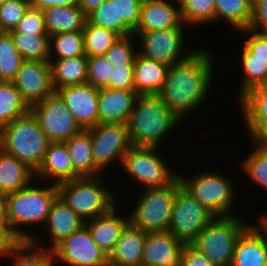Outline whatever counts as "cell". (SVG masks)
I'll return each mask as SVG.
<instances>
[{
	"instance_id": "1",
	"label": "cell",
	"mask_w": 267,
	"mask_h": 266,
	"mask_svg": "<svg viewBox=\"0 0 267 266\" xmlns=\"http://www.w3.org/2000/svg\"><path fill=\"white\" fill-rule=\"evenodd\" d=\"M212 61L209 51L196 49L184 61L169 66L158 96L180 120L201 106L207 97L213 77Z\"/></svg>"
},
{
	"instance_id": "2",
	"label": "cell",
	"mask_w": 267,
	"mask_h": 266,
	"mask_svg": "<svg viewBox=\"0 0 267 266\" xmlns=\"http://www.w3.org/2000/svg\"><path fill=\"white\" fill-rule=\"evenodd\" d=\"M180 122L158 95H138L127 122L132 146L158 147Z\"/></svg>"
},
{
	"instance_id": "3",
	"label": "cell",
	"mask_w": 267,
	"mask_h": 266,
	"mask_svg": "<svg viewBox=\"0 0 267 266\" xmlns=\"http://www.w3.org/2000/svg\"><path fill=\"white\" fill-rule=\"evenodd\" d=\"M57 196L58 187L55 183L44 188L29 184L22 190L6 195V220L11 232L20 241H30L34 236L18 227L25 224H45Z\"/></svg>"
},
{
	"instance_id": "4",
	"label": "cell",
	"mask_w": 267,
	"mask_h": 266,
	"mask_svg": "<svg viewBox=\"0 0 267 266\" xmlns=\"http://www.w3.org/2000/svg\"><path fill=\"white\" fill-rule=\"evenodd\" d=\"M49 144V139L31 111L0 129V148L35 172L41 166Z\"/></svg>"
},
{
	"instance_id": "5",
	"label": "cell",
	"mask_w": 267,
	"mask_h": 266,
	"mask_svg": "<svg viewBox=\"0 0 267 266\" xmlns=\"http://www.w3.org/2000/svg\"><path fill=\"white\" fill-rule=\"evenodd\" d=\"M235 216H215L191 243L215 266H231L237 239L249 226Z\"/></svg>"
},
{
	"instance_id": "6",
	"label": "cell",
	"mask_w": 267,
	"mask_h": 266,
	"mask_svg": "<svg viewBox=\"0 0 267 266\" xmlns=\"http://www.w3.org/2000/svg\"><path fill=\"white\" fill-rule=\"evenodd\" d=\"M100 177H80L57 184L58 196L84 221L107 213L114 204L113 193L101 187Z\"/></svg>"
},
{
	"instance_id": "7",
	"label": "cell",
	"mask_w": 267,
	"mask_h": 266,
	"mask_svg": "<svg viewBox=\"0 0 267 266\" xmlns=\"http://www.w3.org/2000/svg\"><path fill=\"white\" fill-rule=\"evenodd\" d=\"M178 178L182 187L214 216L234 215L230 210L235 193L228 177L206 171L190 179L180 175Z\"/></svg>"
},
{
	"instance_id": "8",
	"label": "cell",
	"mask_w": 267,
	"mask_h": 266,
	"mask_svg": "<svg viewBox=\"0 0 267 266\" xmlns=\"http://www.w3.org/2000/svg\"><path fill=\"white\" fill-rule=\"evenodd\" d=\"M144 192L129 222L146 233L169 231L177 179L166 187L148 188Z\"/></svg>"
},
{
	"instance_id": "9",
	"label": "cell",
	"mask_w": 267,
	"mask_h": 266,
	"mask_svg": "<svg viewBox=\"0 0 267 266\" xmlns=\"http://www.w3.org/2000/svg\"><path fill=\"white\" fill-rule=\"evenodd\" d=\"M158 147L132 146L123 156L122 168L145 189L162 188L172 184L178 173L168 168L157 154Z\"/></svg>"
},
{
	"instance_id": "10",
	"label": "cell",
	"mask_w": 267,
	"mask_h": 266,
	"mask_svg": "<svg viewBox=\"0 0 267 266\" xmlns=\"http://www.w3.org/2000/svg\"><path fill=\"white\" fill-rule=\"evenodd\" d=\"M215 216L195 200L177 178L169 231L179 240L191 244Z\"/></svg>"
},
{
	"instance_id": "11",
	"label": "cell",
	"mask_w": 267,
	"mask_h": 266,
	"mask_svg": "<svg viewBox=\"0 0 267 266\" xmlns=\"http://www.w3.org/2000/svg\"><path fill=\"white\" fill-rule=\"evenodd\" d=\"M50 142H65L82 128L55 92L30 107Z\"/></svg>"
},
{
	"instance_id": "12",
	"label": "cell",
	"mask_w": 267,
	"mask_h": 266,
	"mask_svg": "<svg viewBox=\"0 0 267 266\" xmlns=\"http://www.w3.org/2000/svg\"><path fill=\"white\" fill-rule=\"evenodd\" d=\"M91 135L95 166L101 171L123 156L132 147L127 124L98 123L87 129ZM111 163V164H110Z\"/></svg>"
},
{
	"instance_id": "13",
	"label": "cell",
	"mask_w": 267,
	"mask_h": 266,
	"mask_svg": "<svg viewBox=\"0 0 267 266\" xmlns=\"http://www.w3.org/2000/svg\"><path fill=\"white\" fill-rule=\"evenodd\" d=\"M56 259L70 266H109L108 255L94 242L89 229L83 225L52 250Z\"/></svg>"
},
{
	"instance_id": "14",
	"label": "cell",
	"mask_w": 267,
	"mask_h": 266,
	"mask_svg": "<svg viewBox=\"0 0 267 266\" xmlns=\"http://www.w3.org/2000/svg\"><path fill=\"white\" fill-rule=\"evenodd\" d=\"M183 29L167 28L147 32H133L134 36L140 38L139 42L142 44L141 51L138 53L145 58L164 63L168 66L184 61L195 50L182 53L184 51Z\"/></svg>"
},
{
	"instance_id": "15",
	"label": "cell",
	"mask_w": 267,
	"mask_h": 266,
	"mask_svg": "<svg viewBox=\"0 0 267 266\" xmlns=\"http://www.w3.org/2000/svg\"><path fill=\"white\" fill-rule=\"evenodd\" d=\"M13 84L29 107L55 93L50 62L24 60Z\"/></svg>"
},
{
	"instance_id": "16",
	"label": "cell",
	"mask_w": 267,
	"mask_h": 266,
	"mask_svg": "<svg viewBox=\"0 0 267 266\" xmlns=\"http://www.w3.org/2000/svg\"><path fill=\"white\" fill-rule=\"evenodd\" d=\"M82 129L99 123V89L88 83L65 86L55 91Z\"/></svg>"
},
{
	"instance_id": "17",
	"label": "cell",
	"mask_w": 267,
	"mask_h": 266,
	"mask_svg": "<svg viewBox=\"0 0 267 266\" xmlns=\"http://www.w3.org/2000/svg\"><path fill=\"white\" fill-rule=\"evenodd\" d=\"M238 101L253 143L267 148V83L250 89Z\"/></svg>"
},
{
	"instance_id": "18",
	"label": "cell",
	"mask_w": 267,
	"mask_h": 266,
	"mask_svg": "<svg viewBox=\"0 0 267 266\" xmlns=\"http://www.w3.org/2000/svg\"><path fill=\"white\" fill-rule=\"evenodd\" d=\"M185 244L170 231L146 233L141 264L181 266V255Z\"/></svg>"
},
{
	"instance_id": "19",
	"label": "cell",
	"mask_w": 267,
	"mask_h": 266,
	"mask_svg": "<svg viewBox=\"0 0 267 266\" xmlns=\"http://www.w3.org/2000/svg\"><path fill=\"white\" fill-rule=\"evenodd\" d=\"M180 4L168 0H144L140 19L134 32H147L167 28H184Z\"/></svg>"
},
{
	"instance_id": "20",
	"label": "cell",
	"mask_w": 267,
	"mask_h": 266,
	"mask_svg": "<svg viewBox=\"0 0 267 266\" xmlns=\"http://www.w3.org/2000/svg\"><path fill=\"white\" fill-rule=\"evenodd\" d=\"M231 266H267V234L261 226L249 225L241 233Z\"/></svg>"
},
{
	"instance_id": "21",
	"label": "cell",
	"mask_w": 267,
	"mask_h": 266,
	"mask_svg": "<svg viewBox=\"0 0 267 266\" xmlns=\"http://www.w3.org/2000/svg\"><path fill=\"white\" fill-rule=\"evenodd\" d=\"M138 95L135 90L99 89V123L127 124Z\"/></svg>"
},
{
	"instance_id": "22",
	"label": "cell",
	"mask_w": 267,
	"mask_h": 266,
	"mask_svg": "<svg viewBox=\"0 0 267 266\" xmlns=\"http://www.w3.org/2000/svg\"><path fill=\"white\" fill-rule=\"evenodd\" d=\"M146 232L130 222L108 256L109 266H139L141 264Z\"/></svg>"
},
{
	"instance_id": "23",
	"label": "cell",
	"mask_w": 267,
	"mask_h": 266,
	"mask_svg": "<svg viewBox=\"0 0 267 266\" xmlns=\"http://www.w3.org/2000/svg\"><path fill=\"white\" fill-rule=\"evenodd\" d=\"M113 206L107 213L85 222L94 242L109 256L129 223V217L116 215Z\"/></svg>"
},
{
	"instance_id": "24",
	"label": "cell",
	"mask_w": 267,
	"mask_h": 266,
	"mask_svg": "<svg viewBox=\"0 0 267 266\" xmlns=\"http://www.w3.org/2000/svg\"><path fill=\"white\" fill-rule=\"evenodd\" d=\"M35 176L49 180L52 178L55 184L81 177L73 168L64 142H50Z\"/></svg>"
},
{
	"instance_id": "25",
	"label": "cell",
	"mask_w": 267,
	"mask_h": 266,
	"mask_svg": "<svg viewBox=\"0 0 267 266\" xmlns=\"http://www.w3.org/2000/svg\"><path fill=\"white\" fill-rule=\"evenodd\" d=\"M45 225L52 241V245L45 249L52 250L59 242L85 225V222L57 196L51 205Z\"/></svg>"
},
{
	"instance_id": "26",
	"label": "cell",
	"mask_w": 267,
	"mask_h": 266,
	"mask_svg": "<svg viewBox=\"0 0 267 266\" xmlns=\"http://www.w3.org/2000/svg\"><path fill=\"white\" fill-rule=\"evenodd\" d=\"M168 69V65L138 53L134 61L135 91L139 95H158L166 81Z\"/></svg>"
},
{
	"instance_id": "27",
	"label": "cell",
	"mask_w": 267,
	"mask_h": 266,
	"mask_svg": "<svg viewBox=\"0 0 267 266\" xmlns=\"http://www.w3.org/2000/svg\"><path fill=\"white\" fill-rule=\"evenodd\" d=\"M35 171L0 148V194L8 195L32 184Z\"/></svg>"
},
{
	"instance_id": "28",
	"label": "cell",
	"mask_w": 267,
	"mask_h": 266,
	"mask_svg": "<svg viewBox=\"0 0 267 266\" xmlns=\"http://www.w3.org/2000/svg\"><path fill=\"white\" fill-rule=\"evenodd\" d=\"M42 12L49 37L63 32L83 31L87 21V16L78 5L52 6Z\"/></svg>"
},
{
	"instance_id": "29",
	"label": "cell",
	"mask_w": 267,
	"mask_h": 266,
	"mask_svg": "<svg viewBox=\"0 0 267 266\" xmlns=\"http://www.w3.org/2000/svg\"><path fill=\"white\" fill-rule=\"evenodd\" d=\"M64 143L74 170L81 177H97L100 170L94 163L90 132L87 129H82Z\"/></svg>"
},
{
	"instance_id": "30",
	"label": "cell",
	"mask_w": 267,
	"mask_h": 266,
	"mask_svg": "<svg viewBox=\"0 0 267 266\" xmlns=\"http://www.w3.org/2000/svg\"><path fill=\"white\" fill-rule=\"evenodd\" d=\"M55 91L65 86L87 83V56L50 59Z\"/></svg>"
},
{
	"instance_id": "31",
	"label": "cell",
	"mask_w": 267,
	"mask_h": 266,
	"mask_svg": "<svg viewBox=\"0 0 267 266\" xmlns=\"http://www.w3.org/2000/svg\"><path fill=\"white\" fill-rule=\"evenodd\" d=\"M252 16V0H215L214 20L225 19L240 31L248 29Z\"/></svg>"
},
{
	"instance_id": "32",
	"label": "cell",
	"mask_w": 267,
	"mask_h": 266,
	"mask_svg": "<svg viewBox=\"0 0 267 266\" xmlns=\"http://www.w3.org/2000/svg\"><path fill=\"white\" fill-rule=\"evenodd\" d=\"M29 111L13 82H0V129Z\"/></svg>"
},
{
	"instance_id": "33",
	"label": "cell",
	"mask_w": 267,
	"mask_h": 266,
	"mask_svg": "<svg viewBox=\"0 0 267 266\" xmlns=\"http://www.w3.org/2000/svg\"><path fill=\"white\" fill-rule=\"evenodd\" d=\"M24 60L49 62L50 37L48 34L9 32Z\"/></svg>"
},
{
	"instance_id": "34",
	"label": "cell",
	"mask_w": 267,
	"mask_h": 266,
	"mask_svg": "<svg viewBox=\"0 0 267 266\" xmlns=\"http://www.w3.org/2000/svg\"><path fill=\"white\" fill-rule=\"evenodd\" d=\"M40 246L35 237L30 241H21L9 254L10 257L16 258L13 260V266H53L52 251Z\"/></svg>"
},
{
	"instance_id": "35",
	"label": "cell",
	"mask_w": 267,
	"mask_h": 266,
	"mask_svg": "<svg viewBox=\"0 0 267 266\" xmlns=\"http://www.w3.org/2000/svg\"><path fill=\"white\" fill-rule=\"evenodd\" d=\"M82 32L87 57L105 55L106 51L121 37L118 33L91 24L88 20Z\"/></svg>"
},
{
	"instance_id": "36",
	"label": "cell",
	"mask_w": 267,
	"mask_h": 266,
	"mask_svg": "<svg viewBox=\"0 0 267 266\" xmlns=\"http://www.w3.org/2000/svg\"><path fill=\"white\" fill-rule=\"evenodd\" d=\"M24 59L8 32H0V82H13Z\"/></svg>"
},
{
	"instance_id": "37",
	"label": "cell",
	"mask_w": 267,
	"mask_h": 266,
	"mask_svg": "<svg viewBox=\"0 0 267 266\" xmlns=\"http://www.w3.org/2000/svg\"><path fill=\"white\" fill-rule=\"evenodd\" d=\"M55 55V56H54ZM86 56L82 31L63 32L50 36V59Z\"/></svg>"
},
{
	"instance_id": "38",
	"label": "cell",
	"mask_w": 267,
	"mask_h": 266,
	"mask_svg": "<svg viewBox=\"0 0 267 266\" xmlns=\"http://www.w3.org/2000/svg\"><path fill=\"white\" fill-rule=\"evenodd\" d=\"M87 20L91 24L112 30L121 37L133 34L123 21H117L116 0H105L87 16Z\"/></svg>"
},
{
	"instance_id": "39",
	"label": "cell",
	"mask_w": 267,
	"mask_h": 266,
	"mask_svg": "<svg viewBox=\"0 0 267 266\" xmlns=\"http://www.w3.org/2000/svg\"><path fill=\"white\" fill-rule=\"evenodd\" d=\"M241 55L244 78L239 99L250 89L267 83V60L252 59V54L244 46Z\"/></svg>"
},
{
	"instance_id": "40",
	"label": "cell",
	"mask_w": 267,
	"mask_h": 266,
	"mask_svg": "<svg viewBox=\"0 0 267 266\" xmlns=\"http://www.w3.org/2000/svg\"><path fill=\"white\" fill-rule=\"evenodd\" d=\"M180 9L184 24L199 25L211 22L215 16V0H183Z\"/></svg>"
},
{
	"instance_id": "41",
	"label": "cell",
	"mask_w": 267,
	"mask_h": 266,
	"mask_svg": "<svg viewBox=\"0 0 267 266\" xmlns=\"http://www.w3.org/2000/svg\"><path fill=\"white\" fill-rule=\"evenodd\" d=\"M242 169L256 184L267 190V148L256 145V149L243 161Z\"/></svg>"
},
{
	"instance_id": "42",
	"label": "cell",
	"mask_w": 267,
	"mask_h": 266,
	"mask_svg": "<svg viewBox=\"0 0 267 266\" xmlns=\"http://www.w3.org/2000/svg\"><path fill=\"white\" fill-rule=\"evenodd\" d=\"M113 68L105 55L87 57V83L98 89L108 88Z\"/></svg>"
},
{
	"instance_id": "43",
	"label": "cell",
	"mask_w": 267,
	"mask_h": 266,
	"mask_svg": "<svg viewBox=\"0 0 267 266\" xmlns=\"http://www.w3.org/2000/svg\"><path fill=\"white\" fill-rule=\"evenodd\" d=\"M133 34L120 37L105 53V57L114 65H134L138 51L134 49ZM136 51V52H135Z\"/></svg>"
},
{
	"instance_id": "44",
	"label": "cell",
	"mask_w": 267,
	"mask_h": 266,
	"mask_svg": "<svg viewBox=\"0 0 267 266\" xmlns=\"http://www.w3.org/2000/svg\"><path fill=\"white\" fill-rule=\"evenodd\" d=\"M31 1H7L0 3V32L14 30L22 19Z\"/></svg>"
},
{
	"instance_id": "45",
	"label": "cell",
	"mask_w": 267,
	"mask_h": 266,
	"mask_svg": "<svg viewBox=\"0 0 267 266\" xmlns=\"http://www.w3.org/2000/svg\"><path fill=\"white\" fill-rule=\"evenodd\" d=\"M10 32L47 34L42 10L30 6L17 27Z\"/></svg>"
},
{
	"instance_id": "46",
	"label": "cell",
	"mask_w": 267,
	"mask_h": 266,
	"mask_svg": "<svg viewBox=\"0 0 267 266\" xmlns=\"http://www.w3.org/2000/svg\"><path fill=\"white\" fill-rule=\"evenodd\" d=\"M144 0H116L117 21H123L133 32L136 30Z\"/></svg>"
},
{
	"instance_id": "47",
	"label": "cell",
	"mask_w": 267,
	"mask_h": 266,
	"mask_svg": "<svg viewBox=\"0 0 267 266\" xmlns=\"http://www.w3.org/2000/svg\"><path fill=\"white\" fill-rule=\"evenodd\" d=\"M109 88L135 90L134 65L114 66Z\"/></svg>"
},
{
	"instance_id": "48",
	"label": "cell",
	"mask_w": 267,
	"mask_h": 266,
	"mask_svg": "<svg viewBox=\"0 0 267 266\" xmlns=\"http://www.w3.org/2000/svg\"><path fill=\"white\" fill-rule=\"evenodd\" d=\"M252 33V35L244 41V47L252 54V59L267 60V34L259 33L250 29L241 32Z\"/></svg>"
},
{
	"instance_id": "49",
	"label": "cell",
	"mask_w": 267,
	"mask_h": 266,
	"mask_svg": "<svg viewBox=\"0 0 267 266\" xmlns=\"http://www.w3.org/2000/svg\"><path fill=\"white\" fill-rule=\"evenodd\" d=\"M248 29L267 34V0H252V16Z\"/></svg>"
},
{
	"instance_id": "50",
	"label": "cell",
	"mask_w": 267,
	"mask_h": 266,
	"mask_svg": "<svg viewBox=\"0 0 267 266\" xmlns=\"http://www.w3.org/2000/svg\"><path fill=\"white\" fill-rule=\"evenodd\" d=\"M181 266H215L205 255L191 244H185L181 255Z\"/></svg>"
},
{
	"instance_id": "51",
	"label": "cell",
	"mask_w": 267,
	"mask_h": 266,
	"mask_svg": "<svg viewBox=\"0 0 267 266\" xmlns=\"http://www.w3.org/2000/svg\"><path fill=\"white\" fill-rule=\"evenodd\" d=\"M21 241L8 226H0V256H8Z\"/></svg>"
},
{
	"instance_id": "52",
	"label": "cell",
	"mask_w": 267,
	"mask_h": 266,
	"mask_svg": "<svg viewBox=\"0 0 267 266\" xmlns=\"http://www.w3.org/2000/svg\"><path fill=\"white\" fill-rule=\"evenodd\" d=\"M31 7L36 9H46L52 6L78 5V0H31Z\"/></svg>"
},
{
	"instance_id": "53",
	"label": "cell",
	"mask_w": 267,
	"mask_h": 266,
	"mask_svg": "<svg viewBox=\"0 0 267 266\" xmlns=\"http://www.w3.org/2000/svg\"><path fill=\"white\" fill-rule=\"evenodd\" d=\"M105 0H78V7L84 12L86 16L92 13Z\"/></svg>"
},
{
	"instance_id": "54",
	"label": "cell",
	"mask_w": 267,
	"mask_h": 266,
	"mask_svg": "<svg viewBox=\"0 0 267 266\" xmlns=\"http://www.w3.org/2000/svg\"><path fill=\"white\" fill-rule=\"evenodd\" d=\"M0 226H8L6 220V197L0 194Z\"/></svg>"
},
{
	"instance_id": "55",
	"label": "cell",
	"mask_w": 267,
	"mask_h": 266,
	"mask_svg": "<svg viewBox=\"0 0 267 266\" xmlns=\"http://www.w3.org/2000/svg\"><path fill=\"white\" fill-rule=\"evenodd\" d=\"M259 222H260L259 225L262 227V229H264V231L267 234V216L262 215Z\"/></svg>"
},
{
	"instance_id": "56",
	"label": "cell",
	"mask_w": 267,
	"mask_h": 266,
	"mask_svg": "<svg viewBox=\"0 0 267 266\" xmlns=\"http://www.w3.org/2000/svg\"><path fill=\"white\" fill-rule=\"evenodd\" d=\"M7 1H31V0H0V3L7 2Z\"/></svg>"
},
{
	"instance_id": "57",
	"label": "cell",
	"mask_w": 267,
	"mask_h": 266,
	"mask_svg": "<svg viewBox=\"0 0 267 266\" xmlns=\"http://www.w3.org/2000/svg\"><path fill=\"white\" fill-rule=\"evenodd\" d=\"M179 4L183 1V0H176Z\"/></svg>"
}]
</instances>
